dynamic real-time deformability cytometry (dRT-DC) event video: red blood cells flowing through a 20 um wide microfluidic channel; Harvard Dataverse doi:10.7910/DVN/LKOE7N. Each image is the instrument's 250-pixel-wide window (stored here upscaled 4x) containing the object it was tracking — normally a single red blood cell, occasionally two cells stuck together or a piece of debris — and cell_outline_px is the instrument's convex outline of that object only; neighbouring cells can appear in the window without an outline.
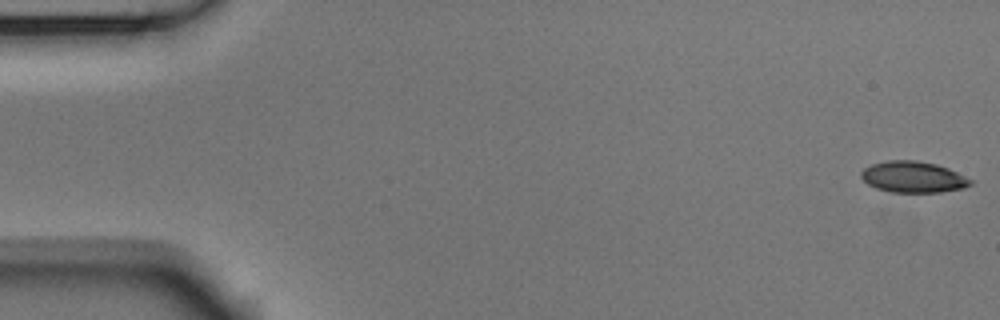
{"species": "Egyptian fruit bat (a non-hibernating species)", "species_latin": "Rousettus aegyptiacus", "temperature_condition": "room temperature", "stored_images_in_passage": 54, "camera_frame_rate_fps": 3000, "um_per_image_px": 0.085, "animal": {"sex": "male"}, "frame": {"image": 1, "passage_image": 1, "time_ms": 0.0, "image_size_px": [1000, 320], "cell_outline_px": [[972, 184], [964, 188], [940, 192], [892, 192], [876, 188], [868, 184], [860, 176], [860, 172], [864, 168], [872, 164], [888, 160], [916, 160], [936, 164], [948, 168], [972, 180]], "centroid_in_image_um": [77.6, 15.04], "position_along_channel_um": 7.4, "area_um2": 19.83}}
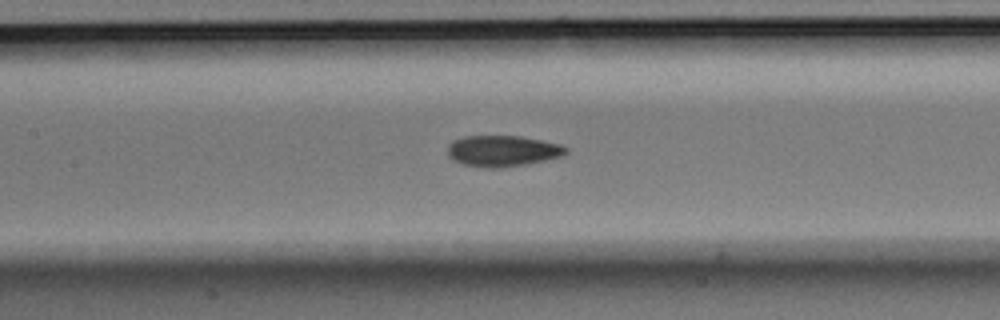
{"frame": {"image": 2, "passage_image": 25, "time_ms": 8.0, "image_size_px": [1000, 320], "cell_outline_px": [[568, 152], [560, 156], [544, 160], [504, 168], [484, 168], [464, 164], [448, 156], [448, 144], [452, 140], [464, 136], [520, 136], [560, 144], [568, 148]], "centroid_in_image_um": [42.7, 12.83], "position_along_channel_um": 164.7, "area_um2": 21.33}}
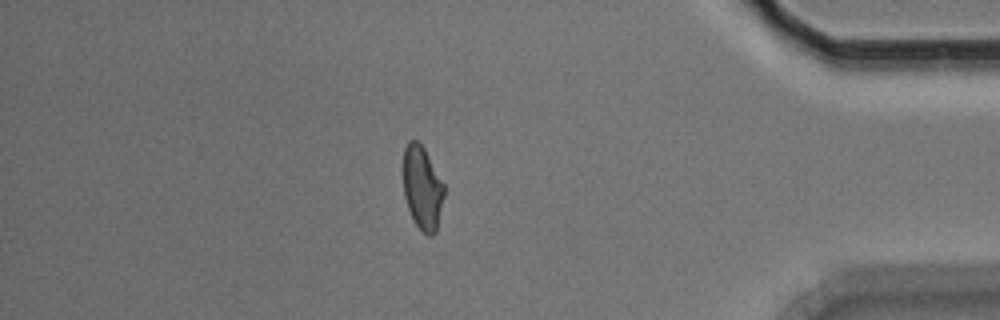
{"frame": {"image": 3, "passage_image": 47, "time_ms": 15.333, "image_size_px": [1000, 320], "cell_outline_px": [[444, 196], [436, 232], [432, 236], [428, 236], [416, 224], [408, 208], [404, 196], [404, 148], [408, 140], [416, 140], [424, 148], [444, 184]], "centroid_in_image_um": [35.9, 15.96], "position_along_channel_um": 399.3, "area_um2": 19.65}, "authors_computed_cell_mechanics": {"area_um2": 20.9525, "velocity_mm_per_s": 3.6994, "shape_relaxation_time_tau1_ms": 8.7274, "shape_relaxation_time_tau2_ms": 3.105, "deformation_change_tau1": 0.1883, "deformation_change_tau2": 0.0792}}